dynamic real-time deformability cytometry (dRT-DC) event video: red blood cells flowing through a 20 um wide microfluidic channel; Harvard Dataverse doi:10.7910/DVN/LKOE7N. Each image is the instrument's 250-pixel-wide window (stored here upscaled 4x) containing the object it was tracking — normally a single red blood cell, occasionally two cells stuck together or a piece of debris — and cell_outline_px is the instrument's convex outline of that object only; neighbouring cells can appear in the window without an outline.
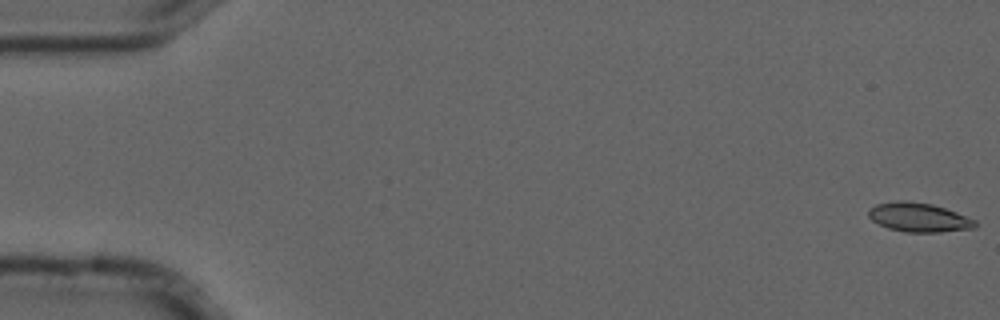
{"species": "common noctule bat (a hibernating species)", "species_latin": "Nyctalus noctula", "temperature_condition": "cold", "stored_images_in_passage": 4, "camera_frame_rate_fps": 3000, "um_per_image_px": 0.085, "animal": {"sex": "male", "forearm_length_mm": 52.5}, "frame": {"image": 1, "passage_image": 1, "time_ms": 0.0, "image_size_px": [1000, 320], "cell_outline_px": [[976, 228], [940, 232], [904, 232], [888, 228], [872, 220], [868, 216], [868, 212], [876, 204], [896, 200], [904, 200], [932, 204], [956, 212], [976, 220]], "centroid_in_image_um": [78.1, 18.48], "position_along_channel_um": 6.9, "area_um2": 18.03}}